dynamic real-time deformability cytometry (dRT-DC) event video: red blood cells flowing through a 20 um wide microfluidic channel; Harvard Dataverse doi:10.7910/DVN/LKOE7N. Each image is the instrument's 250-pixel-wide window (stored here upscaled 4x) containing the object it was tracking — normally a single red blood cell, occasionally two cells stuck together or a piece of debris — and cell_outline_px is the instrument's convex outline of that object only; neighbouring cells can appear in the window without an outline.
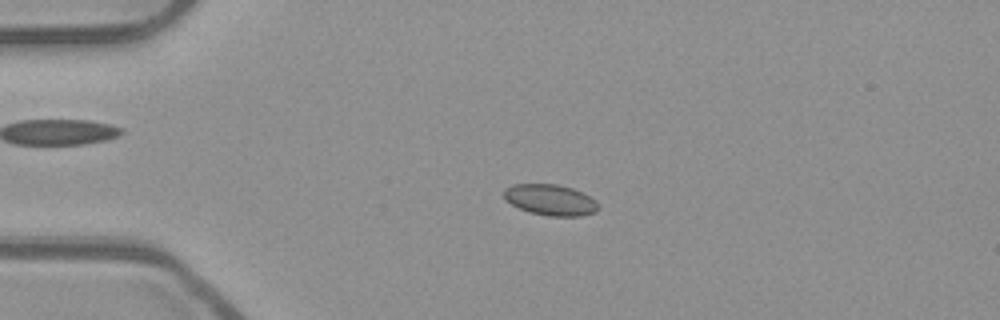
{"species": "common noctule bat (a hibernating species)", "species_latin": "Nyctalus noctula", "temperature_condition": "room temperature", "stored_images_in_passage": 6, "camera_frame_rate_fps": 3000, "um_per_image_px": 0.085, "animal": {"sex": "male", "body_mass_g": 23.1, "forearm_length_mm": 52.7}, "frame": {"image": 1, "passage_image": 2, "time_ms": 0.333, "image_size_px": [1000, 320], "cell_outline_px": [[596, 212], [580, 216], [548, 216], [528, 212], [504, 200], [504, 188], [512, 184], [556, 184], [572, 188], [596, 200]], "centroid_in_image_um": [46.73, 16.99], "position_along_channel_um": 38.3, "area_um2": 16.94}}